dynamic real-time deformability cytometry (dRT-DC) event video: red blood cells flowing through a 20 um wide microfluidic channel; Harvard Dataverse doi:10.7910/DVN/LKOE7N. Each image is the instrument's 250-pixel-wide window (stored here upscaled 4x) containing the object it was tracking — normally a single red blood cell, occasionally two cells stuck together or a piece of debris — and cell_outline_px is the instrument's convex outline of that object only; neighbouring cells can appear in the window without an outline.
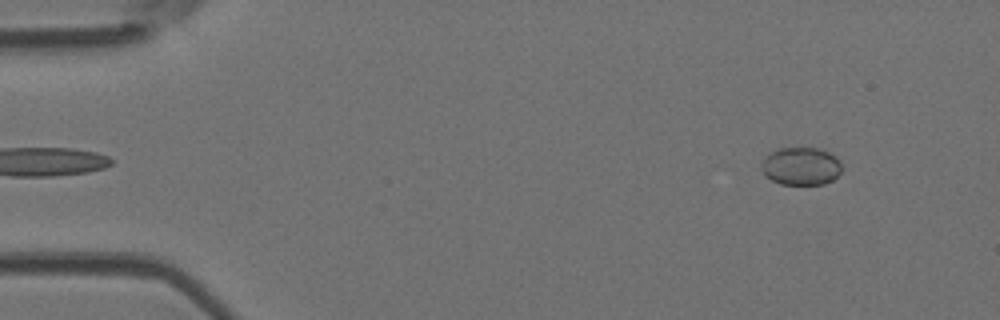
{"species": "Egyptian fruit bat (a non-hibernating species)", "species_latin": "Rousettus aegyptiacus", "temperature_condition": "room temperature", "stored_images_in_passage": 11, "camera_frame_rate_fps": 3000, "um_per_image_px": 0.085, "animal": {"sex": "female"}, "frame": {"image": 1, "passage_image": 2, "time_ms": 0.333, "image_size_px": [1000, 320], "cell_outline_px": [[840, 172], [832, 180], [824, 184], [780, 184], [764, 176], [760, 168], [760, 164], [764, 156], [768, 152], [776, 148], [816, 148], [828, 152], [836, 156], [840, 160]], "centroid_in_image_um": [68.02, 14.11], "position_along_channel_um": 17.0, "area_um2": 17.98}}